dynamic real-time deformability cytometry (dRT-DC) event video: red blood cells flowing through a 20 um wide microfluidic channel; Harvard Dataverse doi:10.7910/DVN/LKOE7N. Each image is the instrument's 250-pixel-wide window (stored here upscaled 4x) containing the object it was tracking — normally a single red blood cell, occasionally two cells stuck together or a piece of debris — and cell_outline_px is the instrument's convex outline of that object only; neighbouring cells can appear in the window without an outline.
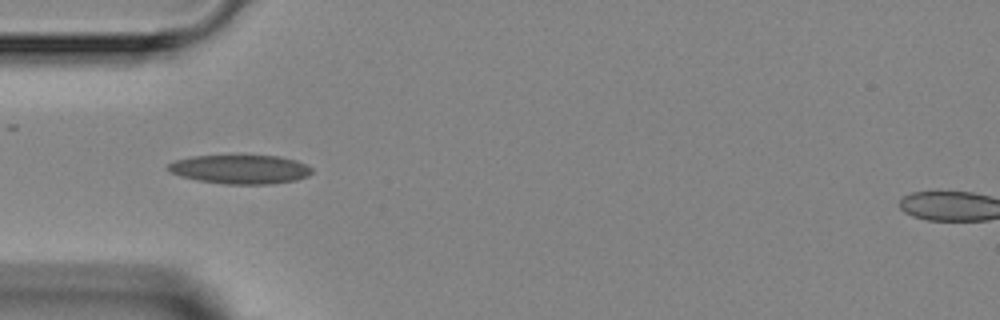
{"species": "Egyptian fruit bat (a non-hibernating species)", "species_latin": "Rousettus aegyptiacus", "temperature_condition": "room temperature", "stored_images_in_passage": 6, "camera_frame_rate_fps": 3000, "um_per_image_px": 0.085, "animal": {"sex": "female"}, "frame": {"image": 1, "passage_image": 4, "time_ms": 3.667, "image_size_px": [1000, 320], "cell_outline_px": [[312, 172], [308, 176], [296, 180], [268, 184], [224, 184], [200, 180], [180, 176], [172, 172], [168, 168], [168, 164], [176, 160], [192, 156], [280, 156], [296, 160], [308, 164], [312, 168]], "centroid_in_image_um": [20.48, 14.39], "position_along_channel_um": 64.5, "area_um2": 24.1}}
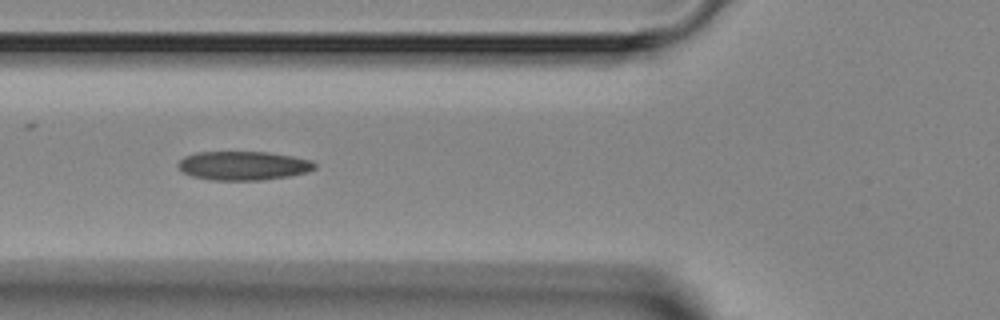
{"frame": {"image": 2, "passage_image": 5, "time_ms": 4.667, "image_size_px": [1000, 320], "cell_outline_px": [[316, 168], [304, 172], [288, 176], [260, 180], [216, 180], [192, 176], [184, 172], [176, 164], [184, 156], [196, 152], [268, 152], [292, 156], [312, 160], [316, 164]], "centroid_in_image_um": [20.67, 14.07], "position_along_channel_um": 105.1, "area_um2": 22.83}}
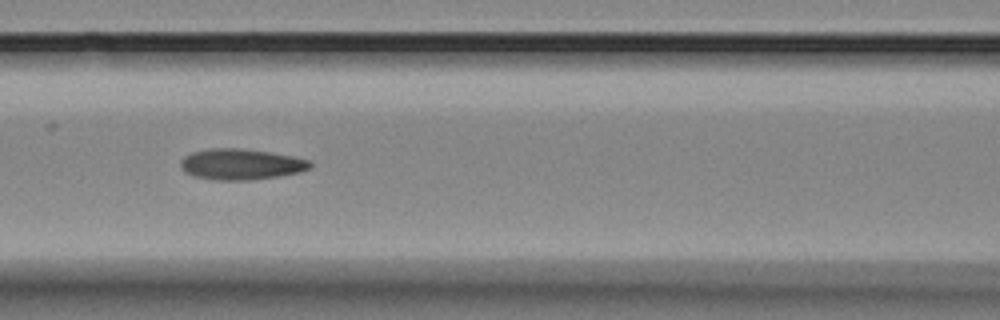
{"frame": {"image": 3, "passage_image": 6, "time_ms": 5.667, "image_size_px": [1000, 320], "cell_outline_px": [[312, 168], [300, 172], [280, 176], [248, 180], [216, 180], [192, 176], [184, 172], [180, 168], [180, 160], [184, 156], [192, 152], [208, 148], [240, 148], [268, 152], [292, 156], [312, 160]], "centroid_in_image_um": [20.47, 13.96], "position_along_channel_um": 146.1, "area_um2": 23.58}}